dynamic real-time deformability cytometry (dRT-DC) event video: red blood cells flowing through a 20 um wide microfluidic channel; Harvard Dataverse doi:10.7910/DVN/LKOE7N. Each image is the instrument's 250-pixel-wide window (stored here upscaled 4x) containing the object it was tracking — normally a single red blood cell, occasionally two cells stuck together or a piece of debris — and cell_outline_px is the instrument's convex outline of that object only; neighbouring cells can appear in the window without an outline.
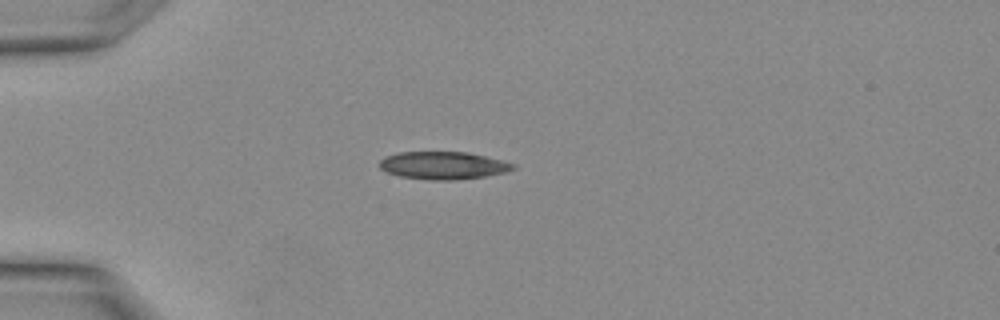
{"species": "Egyptian fruit bat (a non-hibernating species)", "species_latin": "Rousettus aegyptiacus", "temperature_condition": "warm", "stored_images_in_passage": 3, "camera_frame_rate_fps": 3000, "um_per_image_px": 0.085, "animal": {"sex": "female"}, "frame": {"image": 1, "passage_image": 1, "time_ms": 0.0, "image_size_px": [1000, 320], "cell_outline_px": [[516, 168], [504, 172], [484, 176], [452, 180], [432, 180], [400, 176], [388, 172], [380, 168], [380, 160], [384, 156], [396, 152], [468, 152], [504, 160], [516, 164]], "centroid_in_image_um": [37.68, 14.05], "position_along_channel_um": 47.3, "area_um2": 21.5}}